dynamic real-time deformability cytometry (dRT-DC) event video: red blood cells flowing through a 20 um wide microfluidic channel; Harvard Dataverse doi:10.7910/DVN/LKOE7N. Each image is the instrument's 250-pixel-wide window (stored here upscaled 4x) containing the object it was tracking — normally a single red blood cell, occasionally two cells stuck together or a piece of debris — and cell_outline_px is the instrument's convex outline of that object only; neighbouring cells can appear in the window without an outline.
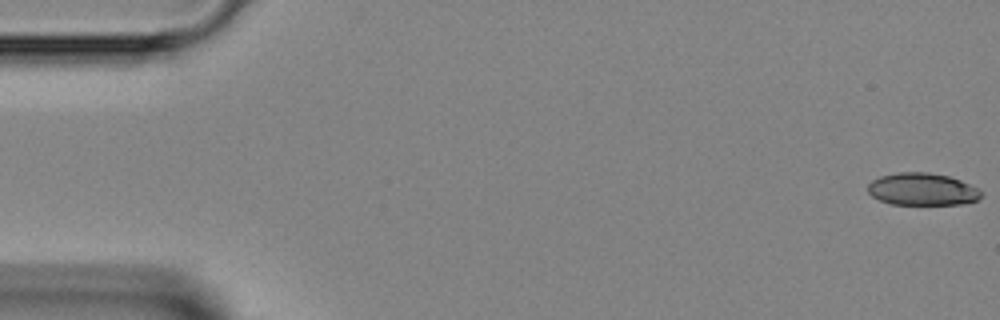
{"species": "Egyptian fruit bat (a non-hibernating species)", "species_latin": "Rousettus aegyptiacus", "temperature_condition": "room temperature", "stored_images_in_passage": 4, "camera_frame_rate_fps": 3000, "um_per_image_px": 0.085, "animal": {"sex": "female"}, "frame": {"image": 1, "passage_image": 1, "time_ms": 0.0, "image_size_px": [1000, 320], "cell_outline_px": [[984, 192], [976, 200], [960, 204], [892, 204], [880, 200], [872, 196], [868, 192], [868, 184], [872, 180], [880, 176], [896, 172], [928, 172], [948, 176], [960, 180]], "centroid_in_image_um": [78.36, 16.08], "position_along_channel_um": 6.6, "area_um2": 21.21}}